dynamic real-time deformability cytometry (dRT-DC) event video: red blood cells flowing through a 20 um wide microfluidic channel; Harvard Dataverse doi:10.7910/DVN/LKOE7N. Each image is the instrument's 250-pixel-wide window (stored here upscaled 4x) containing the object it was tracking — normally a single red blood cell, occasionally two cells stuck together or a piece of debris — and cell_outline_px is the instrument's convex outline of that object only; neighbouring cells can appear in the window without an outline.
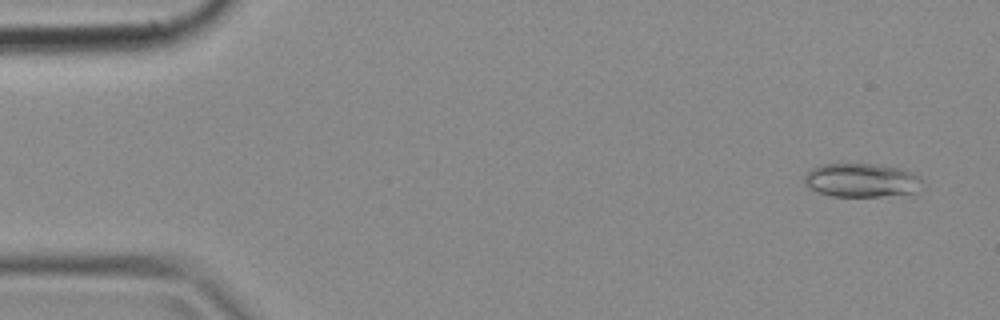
{"species": "common noctule bat (a hibernating species)", "species_latin": "Nyctalus noctula", "temperature_condition": "cold", "stored_images_in_passage": 50, "camera_frame_rate_fps": 3000, "um_per_image_px": 0.085, "animal": {"sex": "female", "body_mass_g": 18.4}, "frame": {"image": 1, "passage_image": 3, "time_ms": 0.667, "image_size_px": [1000, 320], "cell_outline_px": [[924, 188], [912, 196], [832, 196], [816, 192], [808, 188], [804, 184], [804, 176], [812, 168], [820, 164], [876, 164], [900, 168], [912, 172], [920, 180]], "centroid_in_image_um": [73.28, 15.35], "position_along_channel_um": 11.7, "area_um2": 23.81}}
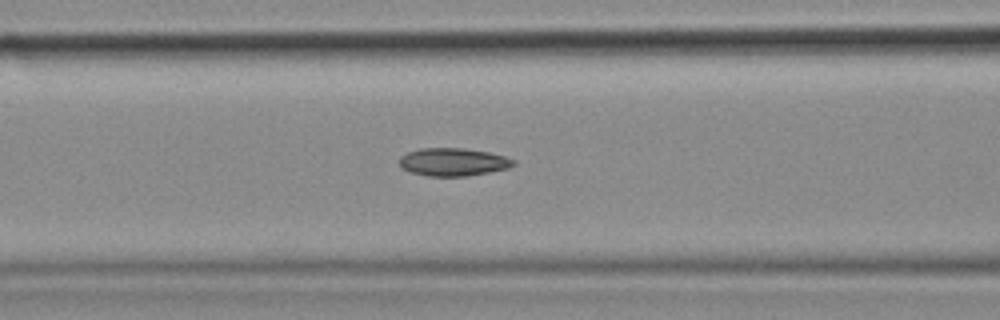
{"frame": {"image": 2, "passage_image": 20, "time_ms": 6.333, "image_size_px": [1000, 320], "cell_outline_px": [[516, 164], [508, 168], [468, 176], [428, 176], [412, 172], [400, 168], [400, 156], [408, 152], [420, 148], [464, 148], [488, 152], [504, 156], [516, 160]], "centroid_in_image_um": [38.52, 13.76], "position_along_channel_um": 128.1, "area_um2": 18.55}}
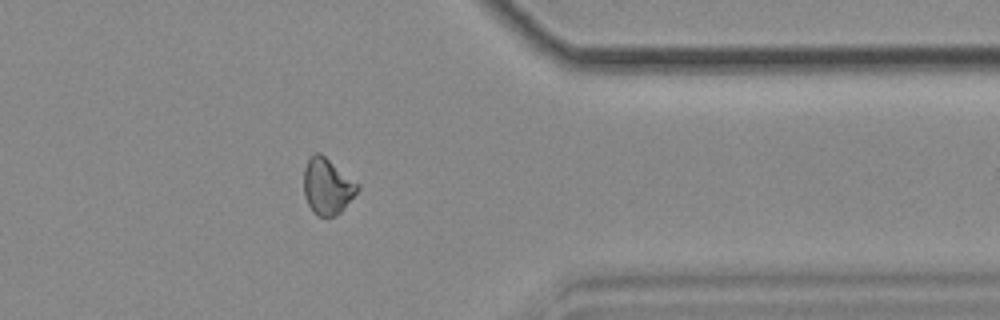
{"frame": {"image": 3, "passage_image": 40, "time_ms": 13.0, "image_size_px": [1000, 320], "cell_outline_px": [[360, 188], [344, 208], [336, 216], [316, 216], [312, 212], [304, 196], [304, 168], [312, 152], [320, 152], [360, 184]], "centroid_in_image_um": [27.81, 15.83], "position_along_channel_um": 383.6, "area_um2": 17.74}}